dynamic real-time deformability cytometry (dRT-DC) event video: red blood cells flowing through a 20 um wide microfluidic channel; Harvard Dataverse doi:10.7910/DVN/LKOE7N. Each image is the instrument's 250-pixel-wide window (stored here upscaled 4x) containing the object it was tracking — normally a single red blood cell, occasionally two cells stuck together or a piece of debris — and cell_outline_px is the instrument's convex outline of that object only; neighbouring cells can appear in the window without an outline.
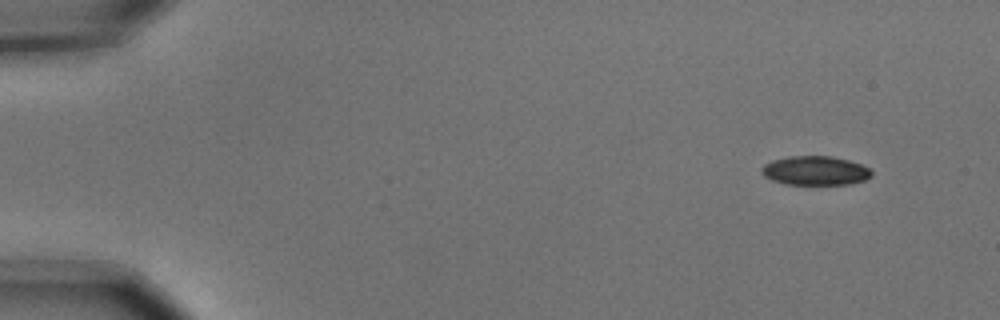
{"species": "common noctule bat (a hibernating species)", "species_latin": "Nyctalus noctula", "temperature_condition": "cold", "stored_images_in_passage": 5, "camera_frame_rate_fps": 3000, "um_per_image_px": 0.085, "animal": {"sex": "male", "body_mass_g": 15.6}, "frame": {"image": 1, "passage_image": 1, "time_ms": 0.0, "image_size_px": [1000, 320], "cell_outline_px": [[872, 176], [864, 180], [852, 184], [784, 184], [772, 180], [764, 176], [760, 172], [760, 168], [764, 164], [772, 160], [788, 156], [832, 156], [848, 160], [860, 164], [868, 168], [872, 172]], "centroid_in_image_um": [69.26, 14.5], "position_along_channel_um": 15.7, "area_um2": 18.73}}
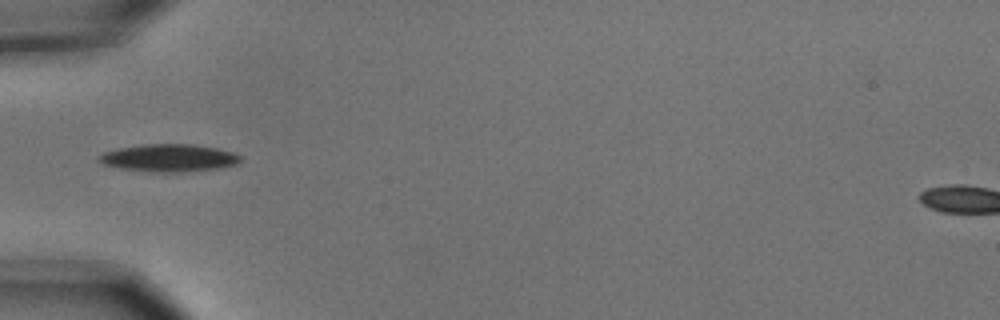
{"frame": {"image": 2, "passage_image": 5, "time_ms": 1.333, "image_size_px": [1000, 320], "cell_outline_px": [[244, 160], [236, 164], [220, 168], [180, 172], [148, 172], [120, 168], [100, 164], [96, 160], [96, 156], [104, 152], [116, 148], [144, 144], [192, 144], [216, 148], [232, 152], [240, 156]], "centroid_in_image_um": [14.3, 13.43], "position_along_channel_um": 70.7, "area_um2": 23.0}}